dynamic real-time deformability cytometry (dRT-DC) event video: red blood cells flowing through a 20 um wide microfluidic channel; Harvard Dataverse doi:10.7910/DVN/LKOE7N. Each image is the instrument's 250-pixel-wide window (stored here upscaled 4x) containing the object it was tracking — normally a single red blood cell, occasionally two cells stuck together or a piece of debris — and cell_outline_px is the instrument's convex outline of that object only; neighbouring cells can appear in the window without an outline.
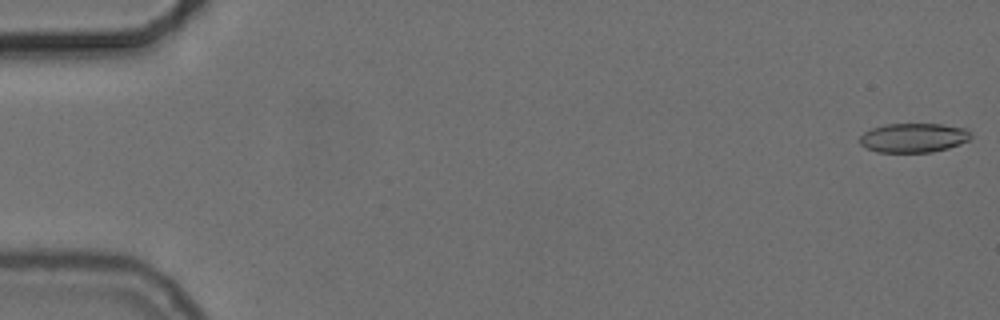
{"species": "common noctule bat (a hibernating species)", "species_latin": "Nyctalus noctula", "temperature_condition": "cold", "stored_images_in_passage": 55, "camera_frame_rate_fps": 3000, "um_per_image_px": 0.085, "animal": {"sex": "female", "body_mass_g": 24.6, "forearm_length_mm": 56.2}, "frame": {"image": 1, "passage_image": 1, "time_ms": 0.0, "image_size_px": [1000, 320], "cell_outline_px": [[972, 136], [968, 140], [960, 144], [948, 148], [932, 152], [876, 152], [860, 144], [860, 136], [864, 132], [872, 128], [884, 124], [940, 124], [968, 128]], "centroid_in_image_um": [77.67, 11.7], "position_along_channel_um": 7.3, "area_um2": 19.02}}
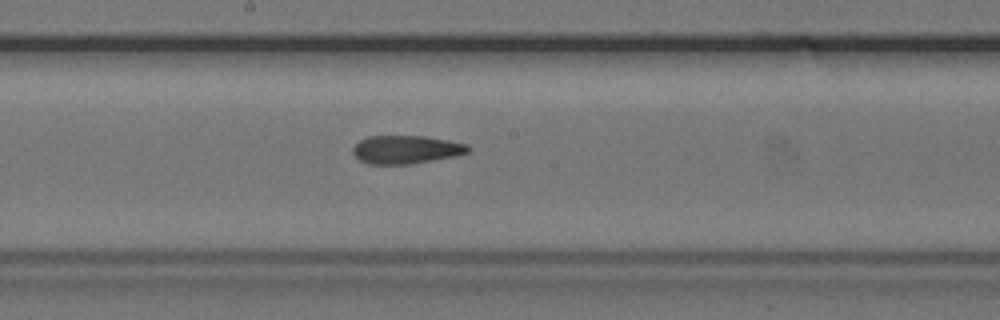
{"frame": {"image": 2, "passage_image": 30, "time_ms": 9.667, "image_size_px": [1000, 320], "cell_outline_px": [[472, 148], [468, 152], [456, 156], [412, 164], [368, 164], [360, 160], [352, 152], [352, 148], [360, 140], [368, 136], [424, 136], [448, 140], [468, 144]], "centroid_in_image_um": [34.54, 12.71], "position_along_channel_um": 213.7, "area_um2": 19.07}}
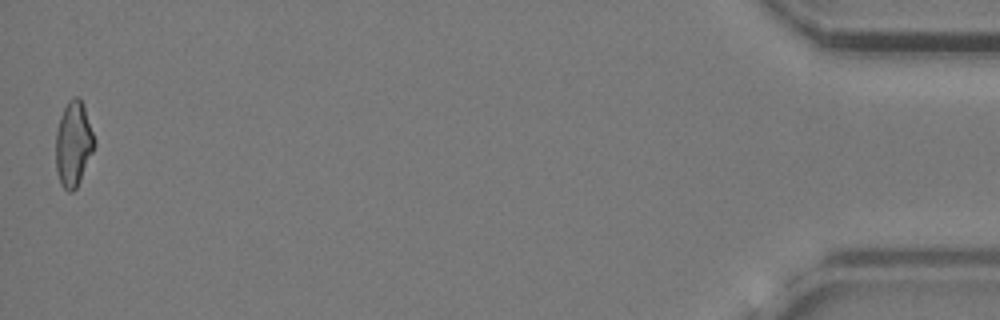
{"frame": {"image": 3, "passage_image": 55, "time_ms": 18.0, "image_size_px": [1000, 320], "cell_outline_px": [[96, 144], [80, 180], [76, 188], [72, 192], [68, 192], [60, 184], [56, 172], [56, 132], [60, 116], [68, 100], [72, 96], [80, 96], [96, 140]], "centroid_in_image_um": [6.24, 12.22], "position_along_channel_um": 429.0, "area_um2": 19.25}, "authors_computed_cell_mechanics": {"area_um2": 19.5942, "velocity_mm_per_s": 3.717, "shape_relaxation_time_tau1_ms": null, "shape_relaxation_time_tau2_ms": 3.4592, "deformation_change_tau1": null, "deformation_change_tau2": 0.1261}}